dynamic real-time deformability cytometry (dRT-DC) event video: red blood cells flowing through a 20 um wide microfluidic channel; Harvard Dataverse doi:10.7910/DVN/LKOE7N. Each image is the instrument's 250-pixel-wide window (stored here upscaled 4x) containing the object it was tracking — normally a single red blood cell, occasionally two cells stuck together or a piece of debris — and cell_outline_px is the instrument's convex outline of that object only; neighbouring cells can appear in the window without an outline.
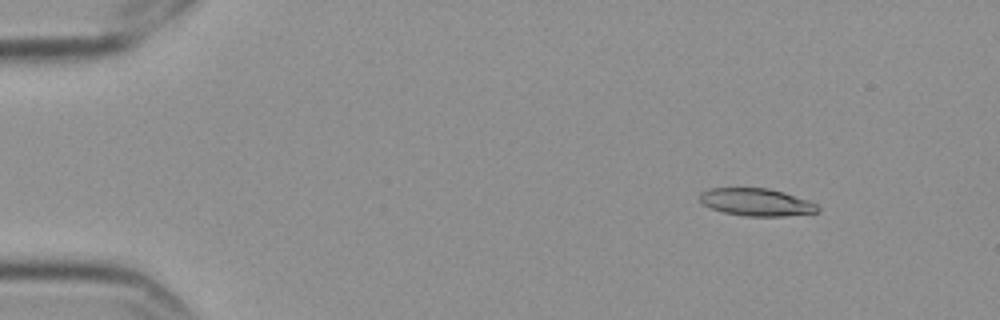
{"species": "Egyptian fruit bat (a non-hibernating species)", "species_latin": "Rousettus aegyptiacus", "temperature_condition": "cold", "stored_images_in_passage": 5, "camera_frame_rate_fps": 3000, "um_per_image_px": 0.085, "frame": {"image": 1, "passage_image": 3, "time_ms": 0.667, "image_size_px": [1000, 320], "cell_outline_px": [[820, 212], [784, 216], [744, 216], [724, 212], [712, 208], [704, 204], [700, 200], [700, 192], [708, 188], [768, 188], [784, 192], [808, 200], [816, 204], [820, 208]], "centroid_in_image_um": [64.31, 17.18], "position_along_channel_um": 20.7, "area_um2": 18.9}}